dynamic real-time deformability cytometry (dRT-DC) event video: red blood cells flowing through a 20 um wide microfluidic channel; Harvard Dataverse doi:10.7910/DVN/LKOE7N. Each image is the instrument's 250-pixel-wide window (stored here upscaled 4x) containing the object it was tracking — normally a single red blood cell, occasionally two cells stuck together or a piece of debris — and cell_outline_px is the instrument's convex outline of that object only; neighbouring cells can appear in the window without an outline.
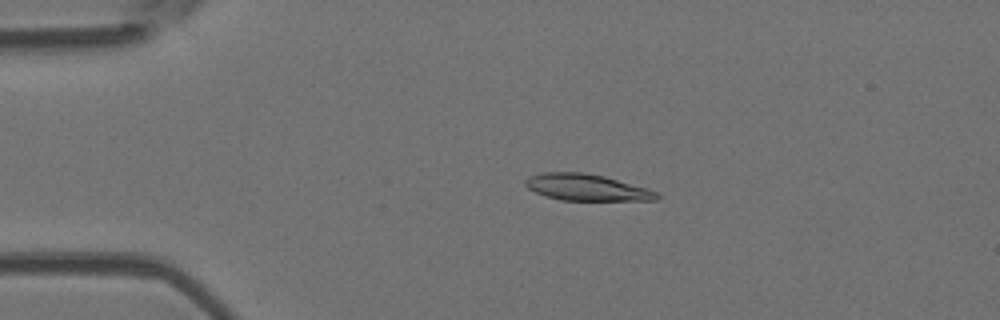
{"species": "Egyptian fruit bat (a non-hibernating species)", "species_latin": "Rousettus aegyptiacus", "temperature_condition": "room temperature", "stored_images_in_passage": 52, "camera_frame_rate_fps": 3000, "um_per_image_px": 0.085, "animal": {"sex": "female"}, "frame": {"image": 1, "passage_image": 11, "time_ms": 3.333, "image_size_px": [1000, 320], "cell_outline_px": [[660, 196], [656, 200], [560, 200], [544, 196], [528, 188], [524, 184], [524, 180], [528, 176], [544, 172], [584, 172], [604, 176], [648, 188], [656, 192]], "centroid_in_image_um": [49.83, 15.92], "position_along_channel_um": 35.2, "area_um2": 20.35}}
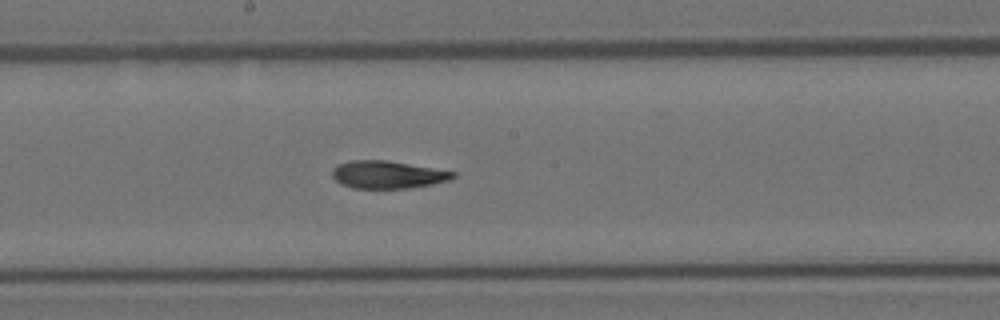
{"frame": {"image": 2, "passage_image": 28, "time_ms": 9.0, "image_size_px": [1000, 320], "cell_outline_px": [[456, 176], [448, 180], [432, 184], [408, 188], [352, 188], [340, 184], [332, 176], [332, 168], [336, 164], [352, 160], [388, 160], [456, 172]], "centroid_in_image_um": [32.9, 14.84], "position_along_channel_um": 215.3, "area_um2": 19.48}}
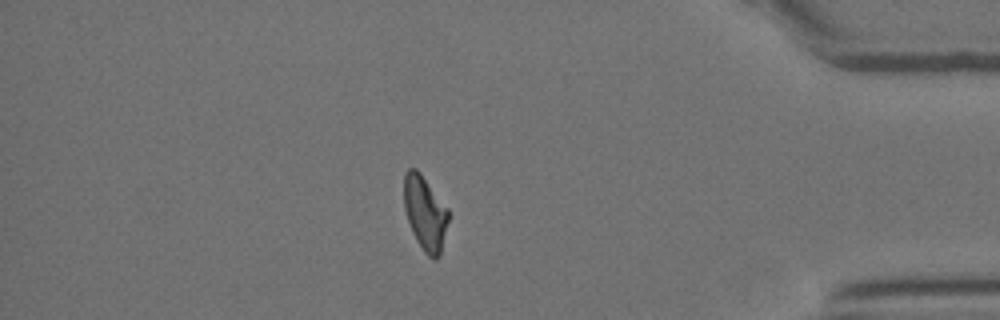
{"frame": {"image": 3, "passage_image": 45, "time_ms": 14.667, "image_size_px": [1000, 320], "cell_outline_px": [[448, 220], [440, 256], [436, 260], [432, 260], [424, 252], [416, 240], [412, 232], [404, 208], [404, 172], [408, 168], [416, 168], [420, 172], [448, 208]], "centroid_in_image_um": [36.12, 18.11], "position_along_channel_um": 399.1, "area_um2": 19.31}, "authors_computed_cell_mechanics": {"area_um2": 20.0277, "velocity_mm_per_s": 3.8872, "shape_relaxation_time_tau1_ms": 6.032, "shape_relaxation_time_tau2_ms": 3.6989, "deformation_change_tau1": 0.1899, "deformation_change_tau2": 0.1087}}